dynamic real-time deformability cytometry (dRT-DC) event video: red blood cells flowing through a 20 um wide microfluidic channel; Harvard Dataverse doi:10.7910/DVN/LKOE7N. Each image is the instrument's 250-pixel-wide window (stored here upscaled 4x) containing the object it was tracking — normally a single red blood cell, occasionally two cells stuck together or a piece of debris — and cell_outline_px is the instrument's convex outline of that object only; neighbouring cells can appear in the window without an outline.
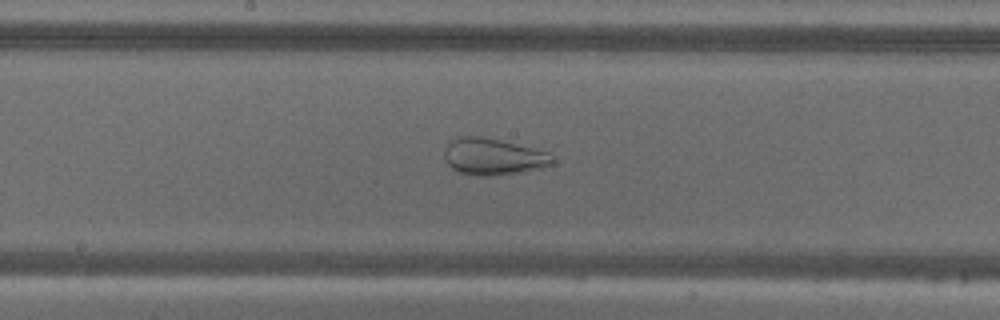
{"species": "common noctule bat (a hibernating species)", "species_latin": "Nyctalus noctula", "temperature_condition": "warm", "stored_images_in_passage": 55, "camera_frame_rate_fps": 3000, "um_per_image_px": 0.085, "animal": {"sex": "male", "body_mass_g": 18.8}, "frame": {"image": 1, "passage_image": 29, "time_ms": 9.333, "image_size_px": [1000, 320], "cell_outline_px": [[556, 164], [544, 168], [520, 172], [492, 176], [476, 176], [456, 172], [448, 164], [444, 156], [444, 152], [448, 144], [456, 136], [480, 136], [500, 140], [548, 152], [556, 160]], "centroid_in_image_um": [41.94, 13.33], "position_along_channel_um": 206.3, "area_um2": 23.35}}
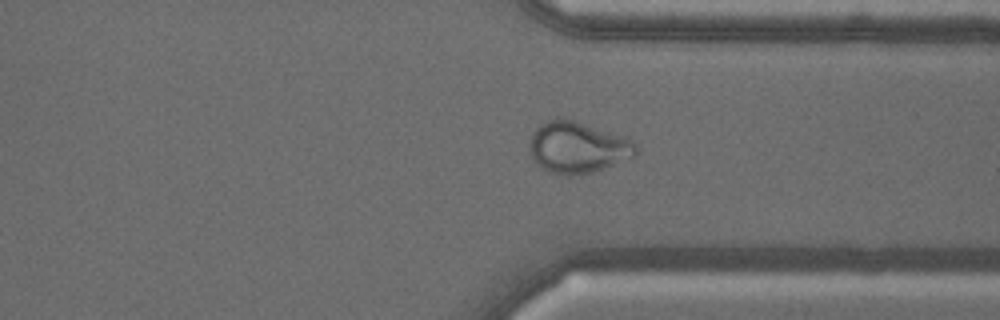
{"frame": {"image": 2, "passage_image": 42, "time_ms": 13.667, "image_size_px": [1000, 320], "cell_outline_px": [[636, 156], [592, 172], [568, 176], [552, 172], [536, 164], [532, 156], [528, 144], [532, 132], [536, 128], [548, 120], [556, 116], [564, 116], [628, 136], [636, 144]], "centroid_in_image_um": [49.11, 12.47], "position_along_channel_um": 362.3, "area_um2": 32.43}}
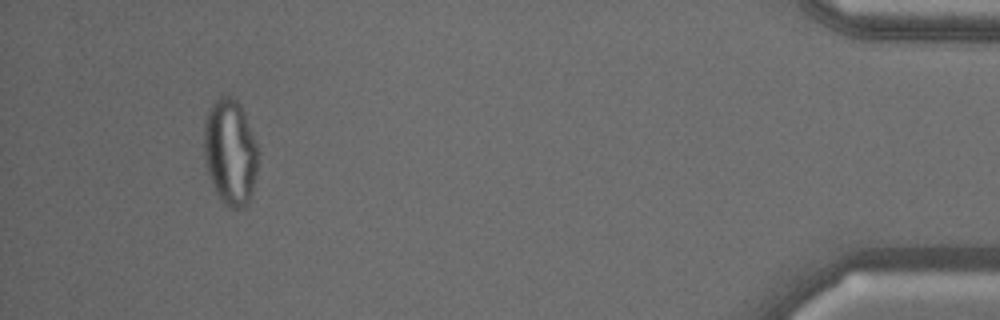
{"frame": {"image": 3, "passage_image": 52, "time_ms": 17.0, "image_size_px": [1000, 320], "cell_outline_px": [[260, 152], [252, 192], [244, 208], [228, 208], [220, 200], [208, 176], [204, 160], [204, 120], [212, 104], [220, 96], [232, 96], [240, 104], [244, 112]], "centroid_in_image_um": [19.57, 12.94], "position_along_channel_um": 415.6, "area_um2": 33.76}}